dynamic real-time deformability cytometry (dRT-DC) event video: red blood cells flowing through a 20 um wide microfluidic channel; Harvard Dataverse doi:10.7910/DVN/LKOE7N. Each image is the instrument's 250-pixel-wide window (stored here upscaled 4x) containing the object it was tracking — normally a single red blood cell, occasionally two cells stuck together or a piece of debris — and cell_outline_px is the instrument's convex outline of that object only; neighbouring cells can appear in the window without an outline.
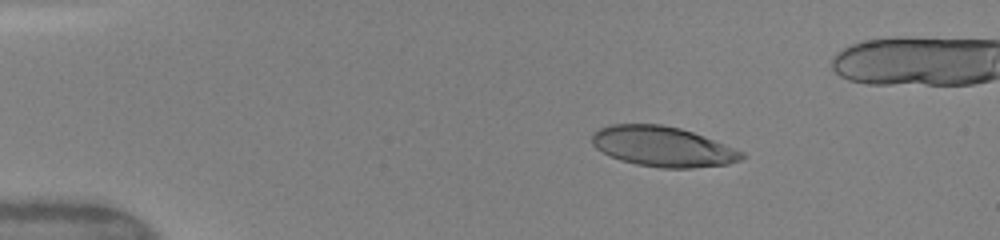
{"species": "human", "species_latin": "Homo sapiens", "temperature_condition": "warm", "stored_images_in_passage": 10, "camera_frame_rate_fps": 3000, "um_per_image_px": 0.085, "donor": {"sex": "female"}, "frame": {"image": 1, "passage_image": 5, "time_ms": 2.667, "image_size_px": [1000, 240], "cell_outline_px": [[744, 156], [740, 160], [728, 164], [692, 168], [660, 168], [636, 164], [620, 160], [596, 148], [592, 144], [592, 132], [600, 128], [612, 124], [660, 124], [680, 128], [704, 136], [744, 152]], "centroid_in_image_um": [56.32, 12.46], "position_along_channel_um": 28.7, "area_um2": 34.91}}